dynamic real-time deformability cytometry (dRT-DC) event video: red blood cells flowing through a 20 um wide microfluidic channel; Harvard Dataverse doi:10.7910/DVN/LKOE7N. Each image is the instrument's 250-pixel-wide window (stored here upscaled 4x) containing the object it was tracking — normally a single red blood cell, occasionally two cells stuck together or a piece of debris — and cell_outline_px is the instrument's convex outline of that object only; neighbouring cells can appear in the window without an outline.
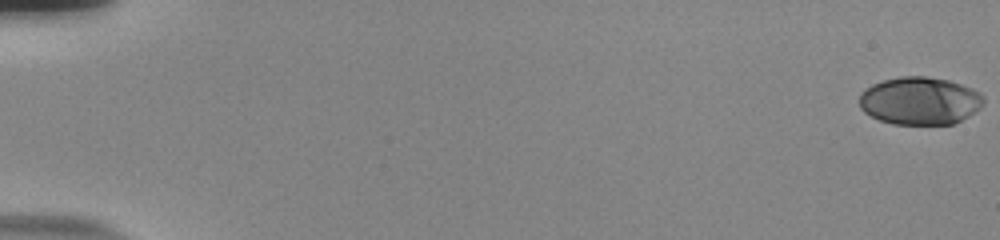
{"species": "human", "species_latin": "Homo sapiens", "temperature_condition": "room temperature", "stored_images_in_passage": 57, "camera_frame_rate_fps": 3000, "um_per_image_px": 0.085, "donor": {"sex": "male"}, "frame": {"image": 1, "passage_image": 1, "time_ms": 0.0, "image_size_px": [1000, 240], "cell_outline_px": [[984, 104], [980, 108], [968, 116], [952, 124], [892, 124], [880, 120], [864, 112], [860, 108], [860, 92], [872, 84], [884, 80], [900, 76], [924, 76], [948, 80], [972, 88], [980, 92], [984, 96]], "centroid_in_image_um": [78.19, 8.56], "position_along_channel_um": 6.8, "area_um2": 34.62}}
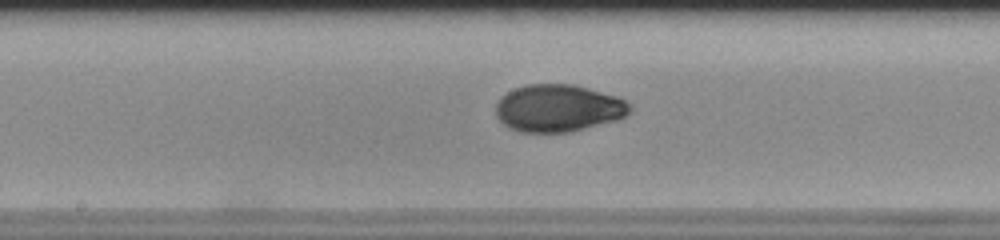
{"frame": {"image": 2, "passage_image": 32, "time_ms": 10.333, "image_size_px": [1000, 240], "cell_outline_px": [[632, 108], [628, 116], [616, 120], [572, 132], [520, 132], [508, 128], [496, 116], [496, 104], [508, 92], [516, 88], [528, 84], [572, 84], [616, 96], [624, 100]], "centroid_in_image_um": [47.47, 9.21], "position_along_channel_um": 200.7, "area_um2": 36.82}}
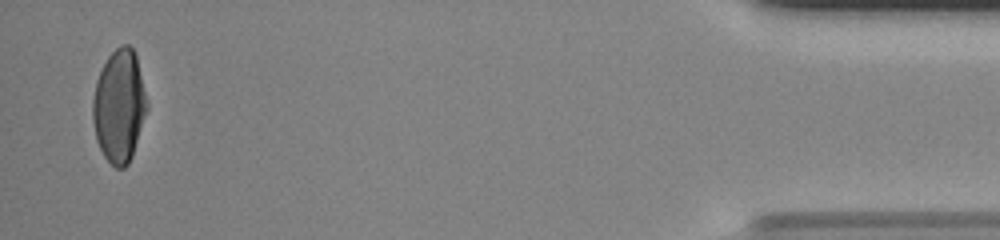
{"frame": {"image": 3, "passage_image": 56, "time_ms": 18.333, "image_size_px": [1000, 240], "cell_outline_px": [[148, 108], [132, 156], [128, 164], [124, 168], [116, 168], [104, 156], [96, 140], [92, 120], [92, 100], [96, 80], [108, 56], [120, 44], [128, 44], [132, 48], [136, 56], [148, 100]], "centroid_in_image_um": [10.13, 9.01], "position_along_channel_um": 425.1, "area_um2": 35.78}, "authors_computed_cell_mechanics": {"area_um2": 35.9516, "velocity_mm_per_s": 3.7329, "shape_relaxation_time_tau1_ms": 6.5572, "shape_relaxation_time_tau2_ms": 1.0732, "deformation_change_tau1": 0.2333, "deformation_change_tau2": 0.0376}}